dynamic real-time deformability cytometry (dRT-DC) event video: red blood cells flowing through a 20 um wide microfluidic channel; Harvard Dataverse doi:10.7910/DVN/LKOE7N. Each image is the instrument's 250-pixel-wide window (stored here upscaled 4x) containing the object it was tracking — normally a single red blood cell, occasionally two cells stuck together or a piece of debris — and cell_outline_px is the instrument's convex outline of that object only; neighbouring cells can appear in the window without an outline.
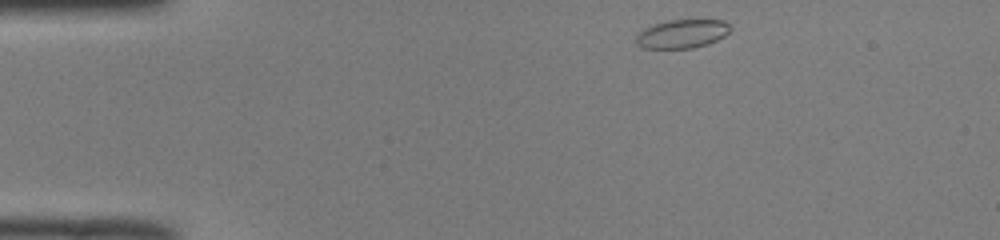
{"species": "common noctule bat (a hibernating species)", "species_latin": "Nyctalus noctula", "temperature_condition": "room temperature", "stored_images_in_passage": 43, "camera_frame_rate_fps": 3000, "um_per_image_px": 0.085, "animal": {"sex": "male", "body_mass_g": 19.0, "forearm_length_mm": 50.8}, "frame": {"image": 1, "passage_image": 1, "time_ms": 0.0, "image_size_px": [1000, 240], "cell_outline_px": [[732, 28], [724, 36], [708, 44], [692, 48], [644, 48], [636, 44], [636, 36], [644, 28], [668, 20], [724, 20], [732, 24]], "centroid_in_image_um": [58.01, 2.87], "position_along_channel_um": 27.0, "area_um2": 15.72}}
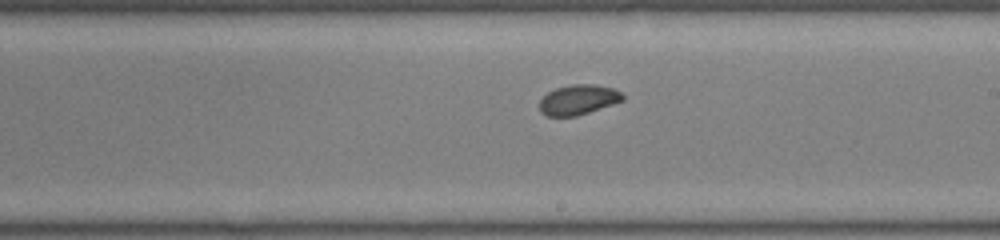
{"frame": {"image": 2, "passage_image": 22, "time_ms": 7.0, "image_size_px": [1000, 240], "cell_outline_px": [[624, 100], [576, 116], [548, 116], [540, 112], [540, 100], [548, 92], [556, 88], [572, 84], [596, 84], [612, 88], [620, 92], [624, 96]], "centroid_in_image_um": [49.15, 8.47], "position_along_channel_um": 239.9, "area_um2": 14.39}}
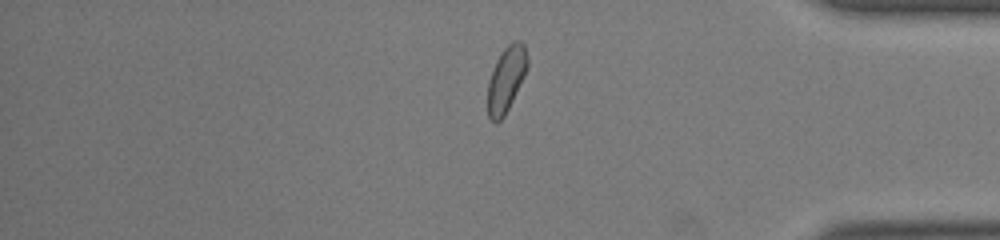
{"frame": {"image": 3, "passage_image": 35, "time_ms": 11.333, "image_size_px": [1000, 240], "cell_outline_px": [[528, 68], [504, 116], [496, 124], [488, 116], [488, 80], [492, 68], [500, 52], [512, 40], [520, 40], [524, 44], [528, 56]], "centroid_in_image_um": [43.03, 6.68], "position_along_channel_um": 392.2, "area_um2": 15.26}, "authors_computed_cell_mechanics": {"area_um2": 15.2592, "velocity_mm_per_s": 4.0173, "shape_relaxation_time_tau1_ms": 8.5463, "shape_relaxation_time_tau2_ms": 2.7468, "deformation_change_tau1": 0.1434, "deformation_change_tau2": 0.0503}}